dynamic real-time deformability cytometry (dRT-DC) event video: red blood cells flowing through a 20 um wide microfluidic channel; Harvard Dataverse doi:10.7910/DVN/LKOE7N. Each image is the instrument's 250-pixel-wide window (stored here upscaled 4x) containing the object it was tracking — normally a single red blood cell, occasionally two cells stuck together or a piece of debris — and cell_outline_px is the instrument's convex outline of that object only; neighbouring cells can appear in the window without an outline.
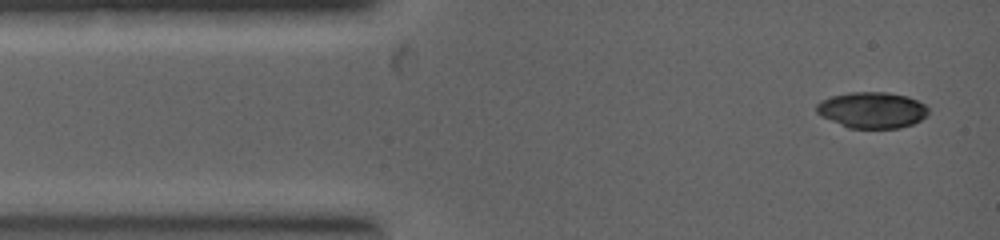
{"species": "common noctule bat (a hibernating species)", "species_latin": "Nyctalus noctula", "temperature_condition": "warm", "stored_images_in_passage": 6, "camera_frame_rate_fps": 5000, "um_per_image_px": 0.085, "animal": {"sex": "female", "body_mass_g": 19.0, "forearm_length_mm": 53.3}, "frame": {"image": 1, "passage_image": 1, "time_ms": 0.0, "image_size_px": [1000, 240], "cell_outline_px": [[928, 116], [912, 124], [900, 128], [848, 128], [820, 116], [816, 112], [816, 104], [832, 96], [848, 92], [888, 92], [908, 96], [924, 104], [928, 108]], "centroid_in_image_um": [74.13, 9.36], "position_along_channel_um": 10.9, "area_um2": 23.64}}
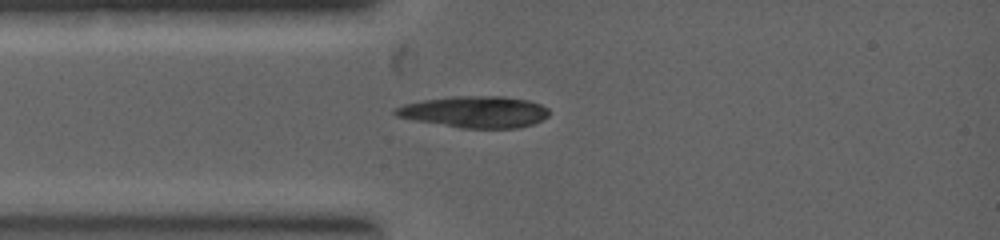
{"frame": {"image": 2, "passage_image": 5, "time_ms": 1.4, "image_size_px": [1000, 240], "cell_outline_px": [[548, 116], [532, 124], [516, 128], [460, 128], [416, 120], [396, 116], [392, 112], [396, 108], [404, 104], [424, 100], [452, 96], [504, 96], [528, 100], [540, 104], [548, 108]], "centroid_in_image_um": [40.36, 9.5], "position_along_channel_um": 44.6, "area_um2": 28.09}}